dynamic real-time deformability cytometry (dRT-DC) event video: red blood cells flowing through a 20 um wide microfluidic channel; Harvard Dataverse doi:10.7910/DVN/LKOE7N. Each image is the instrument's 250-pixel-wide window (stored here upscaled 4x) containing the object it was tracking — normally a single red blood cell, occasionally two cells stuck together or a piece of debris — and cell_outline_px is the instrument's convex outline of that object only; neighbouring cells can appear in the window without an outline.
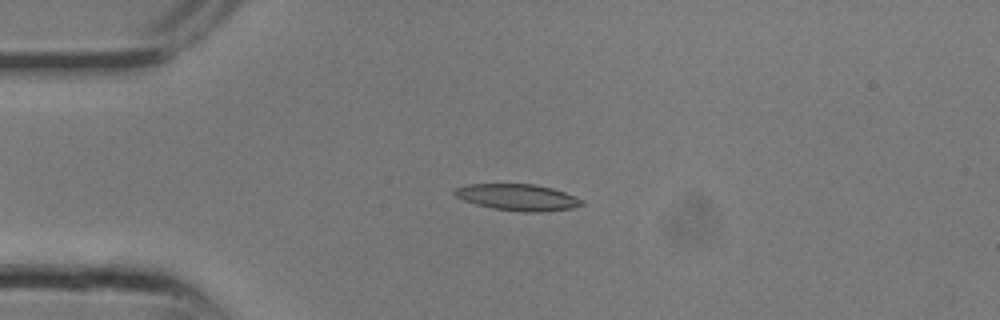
{"species": "common noctule bat (a hibernating species)", "species_latin": "Nyctalus noctula", "temperature_condition": "room temperature", "stored_images_in_passage": 4, "camera_frame_rate_fps": 3000, "um_per_image_px": 0.085, "animal": {"sex": "male", "body_mass_g": 13.3}, "frame": {"image": 1, "passage_image": 1, "time_ms": 0.0, "image_size_px": [1000, 320], "cell_outline_px": [[584, 204], [572, 208], [540, 212], [524, 212], [492, 208], [476, 204], [464, 200], [456, 196], [452, 192], [456, 188], [468, 184], [532, 184], [552, 188], [564, 192], [584, 200]], "centroid_in_image_um": [44.01, 16.77], "position_along_channel_um": 41.0, "area_um2": 19.48}}
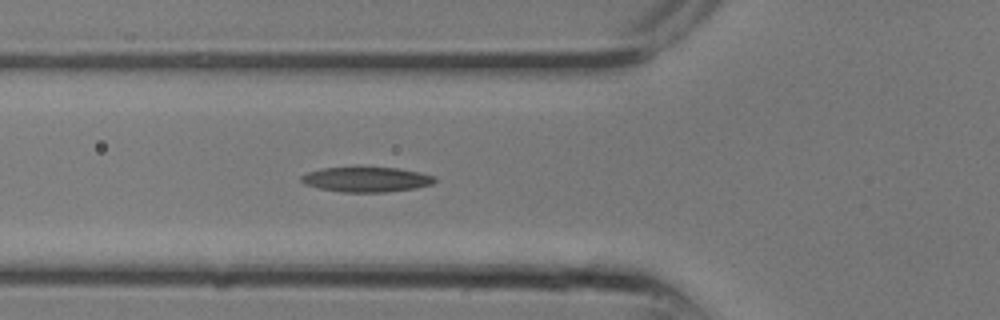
{"frame": {"image": 2, "passage_image": 4, "time_ms": 1.0, "image_size_px": [1000, 320], "cell_outline_px": [[436, 180], [432, 184], [416, 188], [384, 192], [340, 192], [320, 188], [304, 184], [300, 180], [300, 176], [308, 172], [320, 168], [356, 164], [396, 168], [420, 172], [436, 176]], "centroid_in_image_um": [31.1, 15.2], "position_along_channel_um": 94.7, "area_um2": 20.4}}